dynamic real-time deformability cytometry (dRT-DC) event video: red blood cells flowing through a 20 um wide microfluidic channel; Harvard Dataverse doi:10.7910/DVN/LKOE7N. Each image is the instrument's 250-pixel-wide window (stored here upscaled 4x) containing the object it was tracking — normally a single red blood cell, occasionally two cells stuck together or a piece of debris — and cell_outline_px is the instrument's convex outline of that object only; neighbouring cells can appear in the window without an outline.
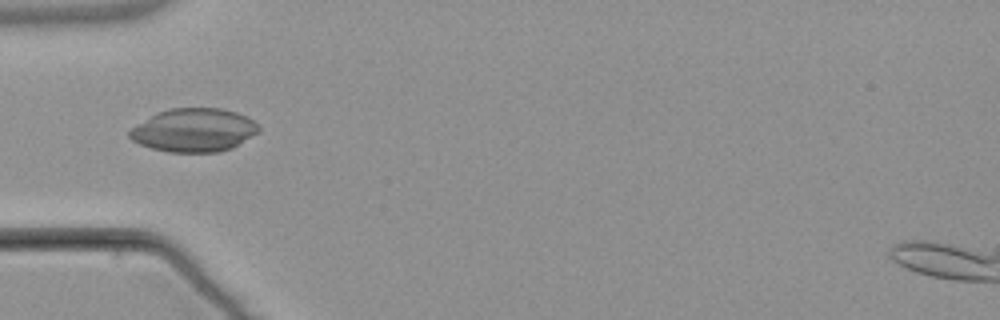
{"species": "common noctule bat (a hibernating species)", "species_latin": "Nyctalus noctula", "temperature_condition": "warm", "stored_images_in_passage": 35, "camera_frame_rate_fps": 3000, "um_per_image_px": 0.085, "animal": {"sex": "male", "body_mass_g": 21.5, "forearm_length_mm": 52.0}, "frame": {"image": 1, "passage_image": 3, "time_ms": 0.667, "image_size_px": [1000, 320], "cell_outline_px": [[260, 132], [232, 148], [220, 152], [168, 152], [152, 148], [140, 144], [132, 140], [128, 136], [128, 132], [132, 128], [156, 112], [172, 108], [220, 108], [236, 112], [252, 120], [260, 128]], "centroid_in_image_um": [16.48, 11.07], "position_along_channel_um": 68.5, "area_um2": 32.6}}
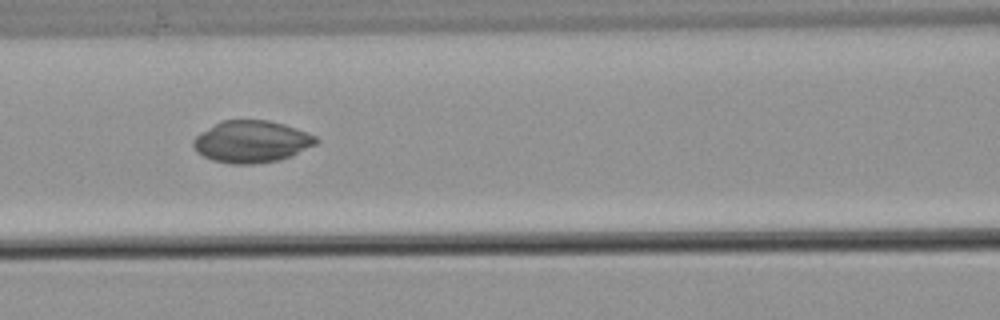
{"frame": {"image": 2, "passage_image": 9, "time_ms": 2.667, "image_size_px": [1000, 320], "cell_outline_px": [[320, 140], [316, 144], [292, 156], [276, 160], [256, 164], [228, 164], [212, 160], [196, 152], [192, 144], [192, 140], [200, 132], [220, 120], [268, 120], [284, 124], [296, 128], [316, 136]], "centroid_in_image_um": [21.36, 12.04], "position_along_channel_um": 145.2, "area_um2": 30.23}}
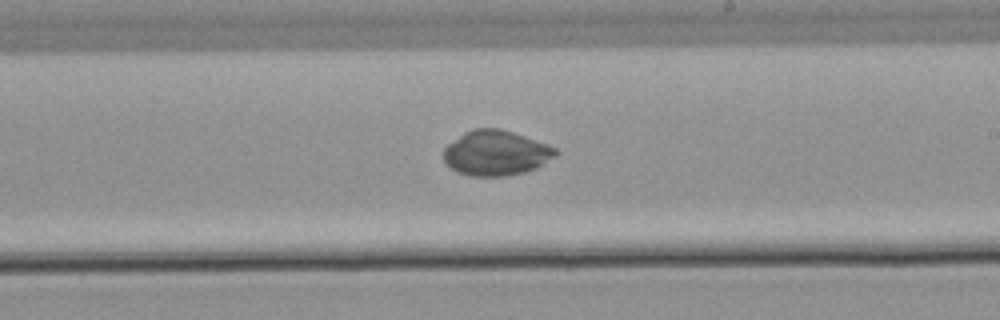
{"frame": {"image": 3, "passage_image": 17, "time_ms": 5.333, "image_size_px": [1000, 320], "cell_outline_px": [[560, 152], [556, 156], [536, 168], [524, 172], [504, 176], [472, 176], [456, 172], [444, 160], [444, 148], [448, 144], [464, 132], [472, 128], [500, 128], [524, 136], [556, 148]], "centroid_in_image_um": [42.15, 13.0], "position_along_channel_um": 246.8, "area_um2": 29.3}}